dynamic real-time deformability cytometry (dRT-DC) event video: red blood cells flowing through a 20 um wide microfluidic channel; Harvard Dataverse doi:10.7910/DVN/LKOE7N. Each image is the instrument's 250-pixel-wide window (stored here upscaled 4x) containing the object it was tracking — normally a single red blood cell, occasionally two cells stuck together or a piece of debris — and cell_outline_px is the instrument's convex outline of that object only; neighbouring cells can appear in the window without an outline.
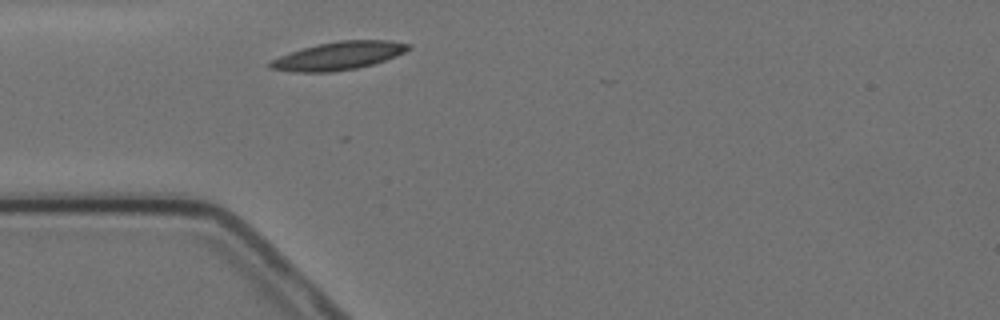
{"species": "Egyptian fruit bat (a non-hibernating species)", "species_latin": "Rousettus aegyptiacus", "temperature_condition": "cold", "stored_images_in_passage": 1, "camera_frame_rate_fps": 3000, "um_per_image_px": 0.085, "animal": {"sex": "female"}, "frame": {"image": 1, "passage_image": 1, "time_ms": 0.0, "image_size_px": [1000, 320], "cell_outline_px": [[412, 48], [396, 56], [372, 64], [356, 68], [332, 72], [296, 72], [268, 68], [268, 64], [272, 60], [280, 56], [316, 44], [340, 40], [388, 40], [412, 44]], "centroid_in_image_um": [28.81, 4.74], "position_along_channel_um": 56.2, "area_um2": 22.48}}